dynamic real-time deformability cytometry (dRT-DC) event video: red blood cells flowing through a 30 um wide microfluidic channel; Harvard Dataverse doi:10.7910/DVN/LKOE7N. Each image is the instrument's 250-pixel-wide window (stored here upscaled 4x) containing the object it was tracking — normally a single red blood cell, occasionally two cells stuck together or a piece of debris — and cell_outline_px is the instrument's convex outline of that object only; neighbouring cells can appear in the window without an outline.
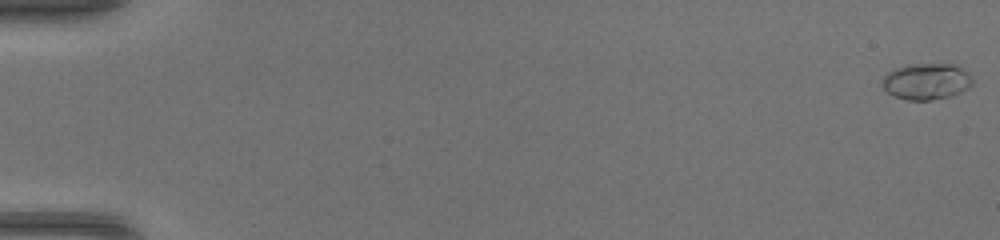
{"species": "common noctule bat (a hibernating species)", "species_latin": "Nyctalus noctula", "temperature_condition": "warm", "stored_images_in_passage": 51, "camera_frame_rate_fps": 3000, "um_per_image_px": 0.085, "animal": {"sex": "female", "body_mass_g": 17.0, "forearm_length_mm": 48.0}, "frame": {"image": 1, "passage_image": 1, "time_ms": 0.0, "image_size_px": [1000, 240], "cell_outline_px": [[972, 84], [968, 88], [960, 92], [948, 96], [932, 100], [908, 100], [896, 96], [888, 92], [884, 88], [884, 76], [888, 72], [896, 68], [908, 64], [956, 64], [968, 72], [972, 76]], "centroid_in_image_um": [78.79, 6.91], "position_along_channel_um": 6.2, "area_um2": 18.9}}
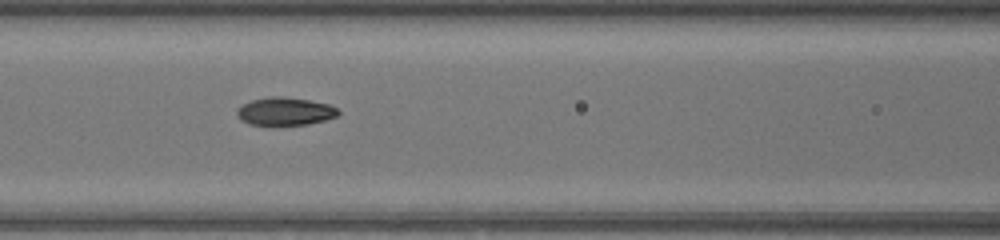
{"frame": {"image": 2, "passage_image": 24, "time_ms": 7.667, "image_size_px": [1000, 240], "cell_outline_px": [[340, 116], [308, 124], [272, 128], [248, 124], [240, 120], [236, 116], [236, 108], [240, 104], [252, 100], [272, 96], [284, 96], [308, 100], [328, 104], [336, 108], [340, 112]], "centroid_in_image_um": [24.16, 9.51], "position_along_channel_um": 142.4, "area_um2": 17.4}}
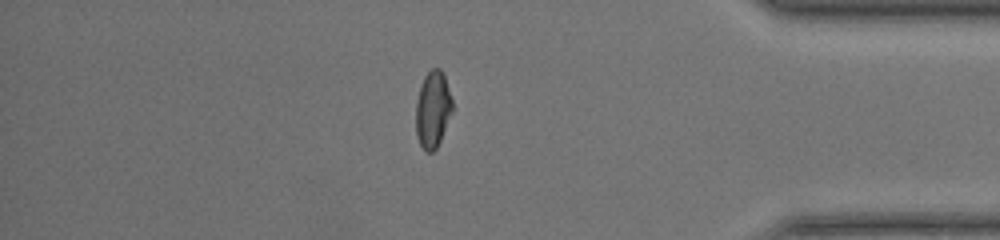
{"frame": {"image": 3, "passage_image": 44, "time_ms": 14.333, "image_size_px": [1000, 240], "cell_outline_px": [[452, 112], [440, 140], [436, 148], [432, 152], [424, 152], [416, 136], [416, 100], [420, 84], [424, 76], [432, 68], [440, 68], [444, 76], [452, 100]], "centroid_in_image_um": [36.76, 9.31], "position_along_channel_um": 398.4, "area_um2": 16.3}, "authors_computed_cell_mechanics": {"area_um2": 16.7042, "velocity_mm_per_s": 4.2543, "shape_relaxation_time_tau1_ms": 3.1878, "shape_relaxation_time_tau2_ms": 1.1627, "deformation_change_tau1": 0.1795, "deformation_change_tau2": 0.0539}}